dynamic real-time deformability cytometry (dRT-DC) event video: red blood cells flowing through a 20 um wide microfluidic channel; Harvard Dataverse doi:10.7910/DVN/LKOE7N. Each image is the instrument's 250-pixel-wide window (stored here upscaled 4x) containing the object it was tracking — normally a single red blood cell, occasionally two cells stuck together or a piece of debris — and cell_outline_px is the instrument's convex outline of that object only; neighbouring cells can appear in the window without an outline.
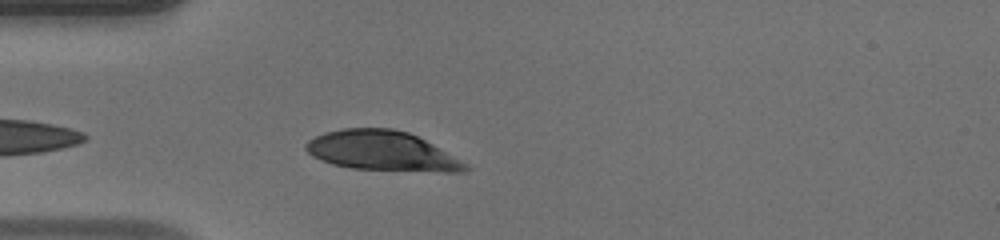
{"species": "human", "species_latin": "Homo sapiens", "temperature_condition": "warm", "stored_images_in_passage": 30, "camera_frame_rate_fps": 3000, "um_per_image_px": 0.085, "donor": {"sex": "male"}, "frame": {"image": 1, "passage_image": 3, "time_ms": 0.667, "image_size_px": [1000, 240], "cell_outline_px": [[472, 168], [464, 172], [444, 172], [352, 168], [332, 164], [312, 156], [304, 148], [304, 144], [308, 140], [324, 132], [344, 128], [392, 128], [408, 132], [432, 144], [468, 164]], "centroid_in_image_um": [32.47, 12.83], "position_along_channel_um": 52.5, "area_um2": 36.76}}
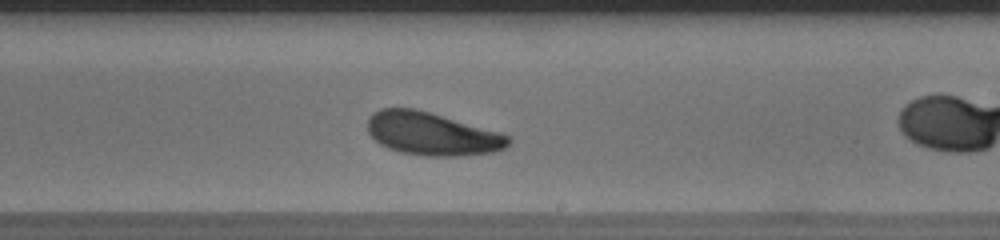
{"frame": {"image": 2, "passage_image": 15, "time_ms": 4.667, "image_size_px": [1000, 240], "cell_outline_px": [[512, 140], [504, 148], [496, 152], [460, 156], [424, 156], [400, 152], [388, 148], [380, 144], [368, 132], [368, 116], [380, 108], [412, 108], [428, 112], [500, 132], [508, 136]], "centroid_in_image_um": [36.71, 11.38], "position_along_channel_um": 252.3, "area_um2": 35.14}}
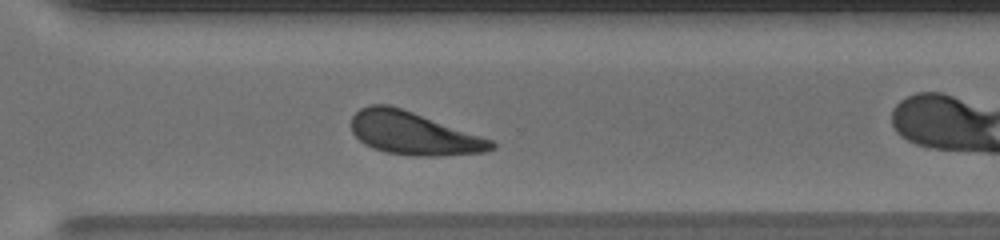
{"frame": {"image": 3, "passage_image": 21, "time_ms": 6.667, "image_size_px": [1000, 240], "cell_outline_px": [[496, 148], [484, 152], [440, 156], [412, 156], [384, 152], [372, 148], [364, 144], [352, 132], [352, 116], [360, 108], [368, 104], [388, 104], [412, 112], [492, 140], [496, 144]], "centroid_in_image_um": [35.12, 11.35], "position_along_channel_um": 335.5, "area_um2": 34.8}, "authors_computed_cell_mechanics": {"area_um2": 35.5181, "velocity_mm_per_s": 4.1591, "shape_relaxation_time_tau1_ms": 1.4933, "shape_relaxation_time_tau2_ms": null, "deformation_change_tau1": 0.0894, "deformation_change_tau2": null}}